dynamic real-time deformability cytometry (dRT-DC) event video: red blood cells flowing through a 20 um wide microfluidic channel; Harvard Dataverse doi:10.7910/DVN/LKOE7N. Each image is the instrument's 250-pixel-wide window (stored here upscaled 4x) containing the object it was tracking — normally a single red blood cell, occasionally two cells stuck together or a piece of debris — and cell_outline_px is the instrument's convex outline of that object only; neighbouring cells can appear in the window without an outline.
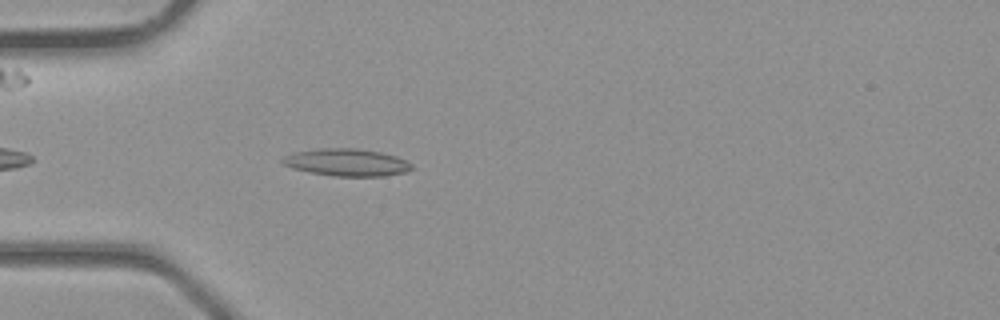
{"species": "common noctule bat (a hibernating species)", "species_latin": "Nyctalus noctula", "temperature_condition": "room temperature", "stored_images_in_passage": 15, "camera_frame_rate_fps": 3000, "um_per_image_px": 0.085, "animal": {"sex": "male", "body_mass_g": 23.1, "forearm_length_mm": 52.7}, "frame": {"image": 1, "passage_image": 3, "time_ms": 0.667, "image_size_px": [1000, 320], "cell_outline_px": [[412, 168], [404, 172], [384, 176], [332, 176], [292, 168], [284, 164], [280, 160], [284, 156], [292, 152], [320, 148], [356, 148], [380, 152], [396, 156], [412, 164]], "centroid_in_image_um": [29.44, 13.79], "position_along_channel_um": 55.6, "area_um2": 20.46}}
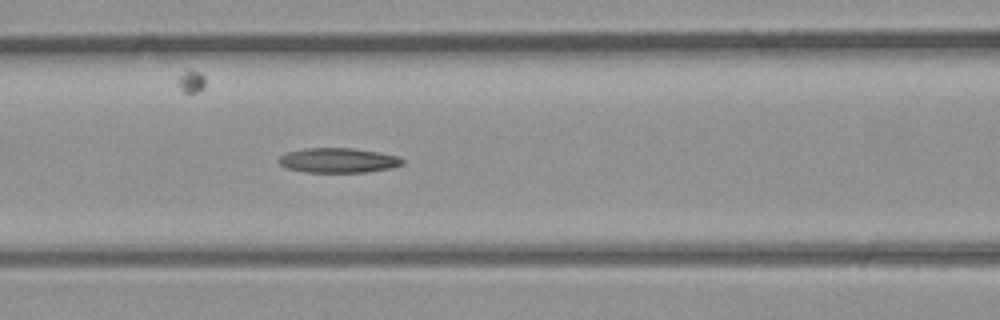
{"frame": {"image": 2, "passage_image": 8, "time_ms": 2.333, "image_size_px": [1000, 320], "cell_outline_px": [[404, 164], [392, 168], [368, 172], [304, 172], [288, 168], [280, 164], [276, 160], [280, 156], [288, 152], [304, 148], [352, 148], [380, 152], [396, 156], [404, 160]], "centroid_in_image_um": [28.76, 13.63], "position_along_channel_um": 137.8, "area_um2": 17.92}}
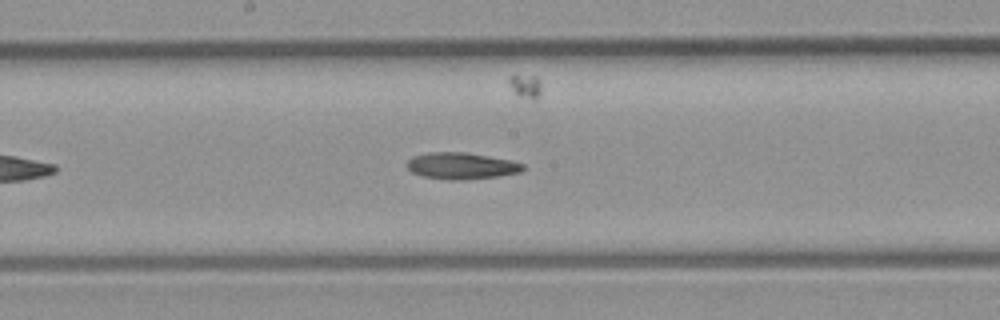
{"frame": {"image": 3, "passage_image": 12, "time_ms": 3.667, "image_size_px": [1000, 320], "cell_outline_px": [[524, 168], [520, 172], [500, 176], [464, 180], [448, 180], [424, 176], [412, 172], [408, 168], [408, 160], [412, 156], [428, 152], [468, 152], [508, 160], [524, 164]], "centroid_in_image_um": [39.21, 14.1], "position_along_channel_um": 209.0, "area_um2": 17.92}}